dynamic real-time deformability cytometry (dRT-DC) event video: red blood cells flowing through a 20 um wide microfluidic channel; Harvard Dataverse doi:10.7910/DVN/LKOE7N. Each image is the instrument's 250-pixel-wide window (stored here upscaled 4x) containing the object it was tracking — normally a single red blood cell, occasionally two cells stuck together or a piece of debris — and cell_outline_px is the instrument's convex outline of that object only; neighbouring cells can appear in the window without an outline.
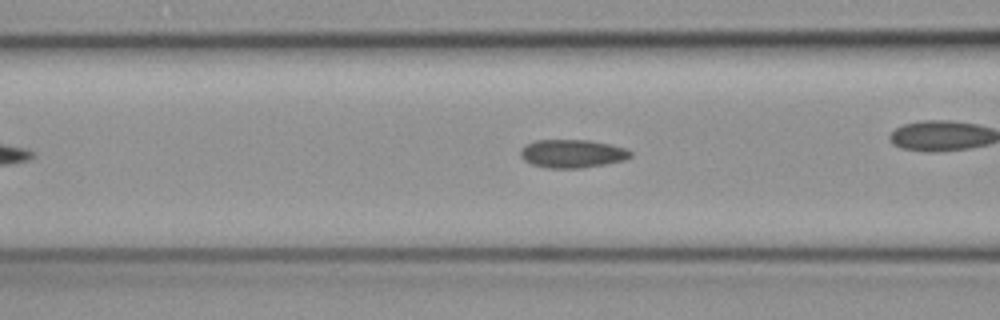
{"species": "common noctule bat (a hibernating species)", "species_latin": "Nyctalus noctula", "temperature_condition": "cold", "stored_images_in_passage": 41, "camera_frame_rate_fps": 3000, "um_per_image_px": 0.085, "animal": {"sex": "female", "body_mass_g": 19.3, "forearm_length_mm": 54.1}, "frame": {"image": 1, "passage_image": 5, "time_ms": 1.333, "image_size_px": [1000, 320], "cell_outline_px": [[632, 156], [624, 160], [604, 164], [580, 168], [548, 168], [532, 164], [524, 160], [520, 156], [520, 152], [528, 144], [536, 140], [588, 140], [612, 144], [624, 148], [632, 152]], "centroid_in_image_um": [48.67, 13.06], "position_along_channel_um": 117.9, "area_um2": 17.98}}
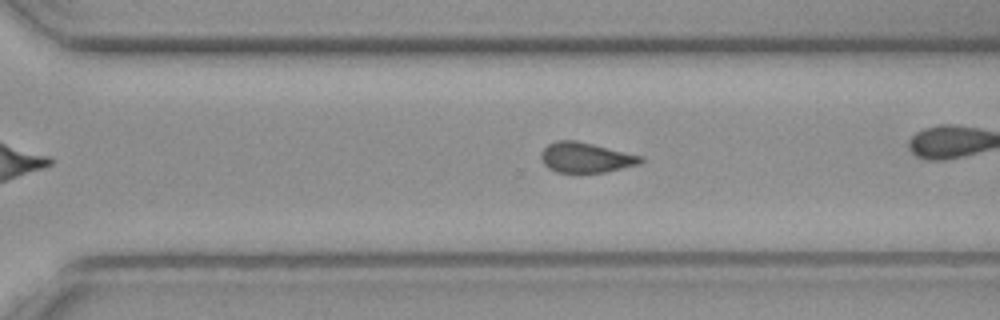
{"frame": {"image": 2, "passage_image": 22, "time_ms": 7.0, "image_size_px": [1000, 320], "cell_outline_px": [[644, 160], [640, 164], [604, 172], [556, 172], [548, 168], [544, 164], [540, 156], [540, 152], [548, 144], [556, 140], [576, 140], [644, 156]], "centroid_in_image_um": [49.79, 13.38], "position_along_channel_um": 320.8, "area_um2": 17.57}}
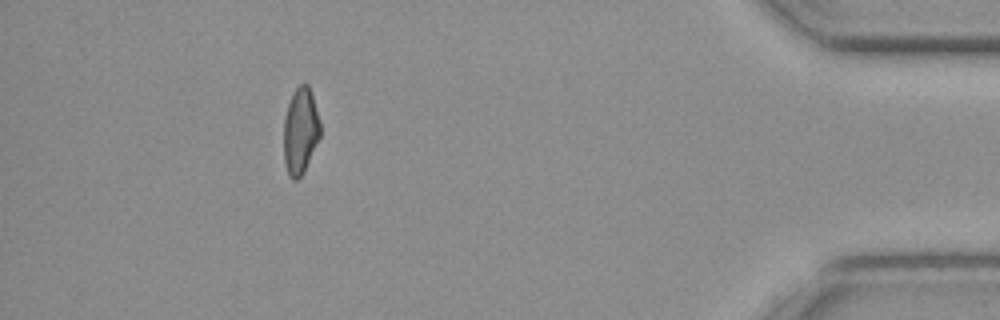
{"frame": {"image": 3, "passage_image": 35, "time_ms": 11.333, "image_size_px": [1000, 320], "cell_outline_px": [[320, 136], [304, 172], [296, 180], [292, 180], [288, 176], [284, 160], [284, 116], [292, 92], [300, 84], [308, 84], [320, 120]], "centroid_in_image_um": [25.52, 11.14], "position_along_channel_um": 409.7, "area_um2": 18.38}, "authors_computed_cell_mechanics": {"area_um2": 18.0336, "velocity_mm_per_s": 3.5858, "shape_relaxation_time_tau1_ms": null, "shape_relaxation_time_tau2_ms": 3.3728, "deformation_change_tau1": null, "deformation_change_tau2": 0.0804}}